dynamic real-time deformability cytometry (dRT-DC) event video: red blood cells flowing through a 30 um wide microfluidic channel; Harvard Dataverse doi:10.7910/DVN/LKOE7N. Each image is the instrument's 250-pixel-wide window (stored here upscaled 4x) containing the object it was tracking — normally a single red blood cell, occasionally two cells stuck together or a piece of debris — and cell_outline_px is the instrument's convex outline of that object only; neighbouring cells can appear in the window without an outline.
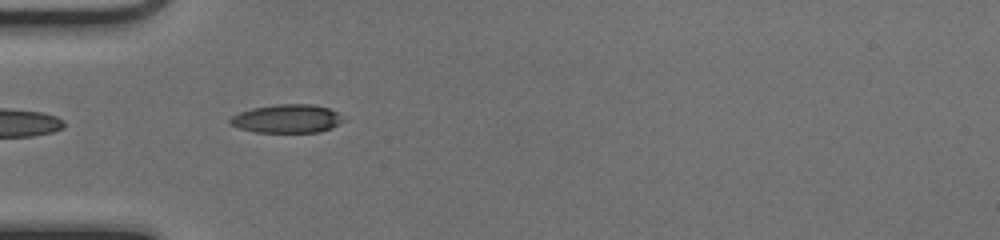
{"species": "common noctule bat (a hibernating species)", "species_latin": "Nyctalus noctula", "temperature_condition": "cold", "stored_images_in_passage": 22, "camera_frame_rate_fps": 3000, "um_per_image_px": 0.085, "animal": {"sex": "female", "body_mass_g": 17.0, "forearm_length_mm": 48.0}, "frame": {"image": 1, "passage_image": 1, "time_ms": 0.0, "image_size_px": [1000, 240], "cell_outline_px": [[344, 120], [332, 128], [320, 132], [256, 132], [240, 128], [232, 124], [228, 120], [232, 116], [240, 112], [252, 108], [276, 104], [312, 104], [328, 108], [336, 112]], "centroid_in_image_um": [24.4, 10.08], "position_along_channel_um": 60.6, "area_um2": 18.61}}
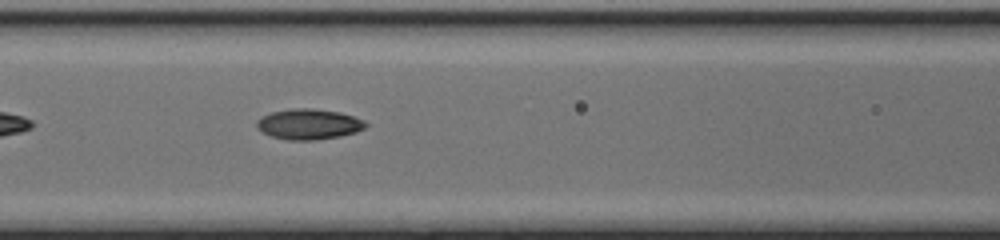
{"frame": {"image": 2, "passage_image": 7, "time_ms": 2.0, "image_size_px": [1000, 240], "cell_outline_px": [[368, 124], [364, 128], [356, 132], [340, 136], [316, 140], [288, 140], [272, 136], [256, 128], [256, 120], [272, 112], [292, 108], [312, 108], [340, 112], [364, 120]], "centroid_in_image_um": [26.25, 10.55], "position_along_channel_um": 140.3, "area_um2": 19.31}}
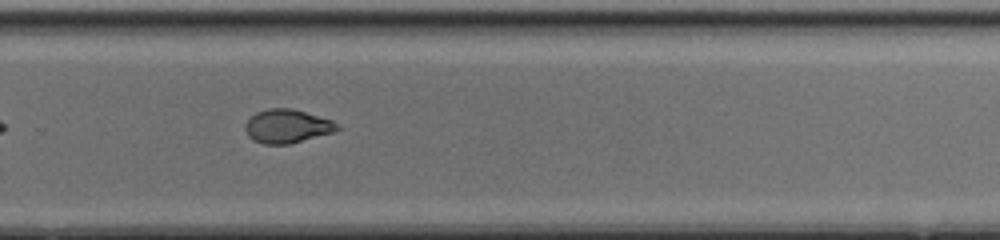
{"frame": {"image": 3, "passage_image": 19, "time_ms": 6.0, "image_size_px": [1000, 240], "cell_outline_px": [[340, 128], [332, 132], [288, 144], [264, 144], [252, 140], [248, 136], [244, 128], [244, 124], [256, 112], [268, 108], [292, 108], [332, 120], [340, 124]], "centroid_in_image_um": [24.38, 10.72], "position_along_channel_um": 305.4, "area_um2": 17.98}}